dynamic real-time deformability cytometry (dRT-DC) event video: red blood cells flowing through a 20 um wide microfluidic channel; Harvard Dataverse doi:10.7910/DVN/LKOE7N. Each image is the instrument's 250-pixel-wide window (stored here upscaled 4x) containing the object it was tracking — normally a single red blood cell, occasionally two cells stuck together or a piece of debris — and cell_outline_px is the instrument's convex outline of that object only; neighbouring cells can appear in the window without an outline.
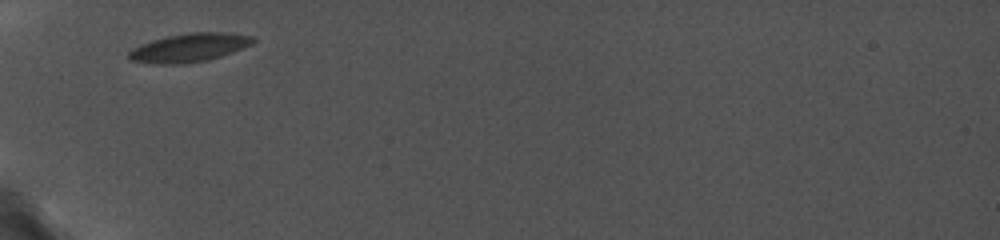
{"species": "common noctule bat (a hibernating species)", "species_latin": "Nyctalus noctula", "temperature_condition": "cold", "stored_images_in_passage": 2, "camera_frame_rate_fps": 5000, "um_per_image_px": 0.085, "animal": {"sex": "female", "body_mass_g": 19.0, "forearm_length_mm": 56.7}, "frame": {"image": 1, "passage_image": 1, "time_ms": 0.0, "image_size_px": [1000, 240], "cell_outline_px": [[256, 40], [252, 44], [232, 52], [208, 60], [184, 64], [152, 64], [132, 60], [128, 56], [128, 52], [132, 48], [140, 44], [152, 40], [168, 36], [188, 32], [232, 32], [256, 36]], "centroid_in_image_um": [16.12, 4.04], "position_along_channel_um": 68.9, "area_um2": 20.92}}